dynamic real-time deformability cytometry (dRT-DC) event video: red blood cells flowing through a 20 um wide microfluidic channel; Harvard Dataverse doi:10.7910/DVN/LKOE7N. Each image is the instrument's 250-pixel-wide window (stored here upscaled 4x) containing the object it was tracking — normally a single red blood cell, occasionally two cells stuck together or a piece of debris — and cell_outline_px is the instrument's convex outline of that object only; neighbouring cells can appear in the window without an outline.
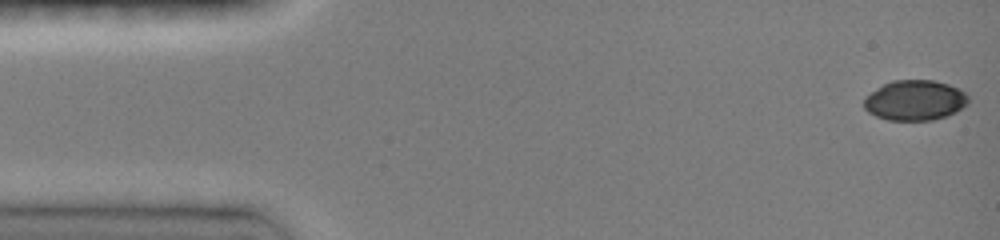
{"species": "common noctule bat (a hibernating species)", "species_latin": "Nyctalus noctula", "temperature_condition": "room temperature", "stored_images_in_passage": 28, "camera_frame_rate_fps": 3000, "um_per_image_px": 0.085, "animal": {"sex": "female", "body_mass_g": 19.0, "forearm_length_mm": 51.5}, "frame": {"image": 1, "passage_image": 1, "time_ms": 0.0, "image_size_px": [1000, 240], "cell_outline_px": [[968, 104], [956, 112], [932, 120], [888, 120], [876, 116], [868, 112], [864, 108], [864, 96], [876, 88], [892, 80], [932, 80], [948, 84], [964, 92], [968, 96]], "centroid_in_image_um": [77.74, 8.52], "position_along_channel_um": 7.3, "area_um2": 24.45}}